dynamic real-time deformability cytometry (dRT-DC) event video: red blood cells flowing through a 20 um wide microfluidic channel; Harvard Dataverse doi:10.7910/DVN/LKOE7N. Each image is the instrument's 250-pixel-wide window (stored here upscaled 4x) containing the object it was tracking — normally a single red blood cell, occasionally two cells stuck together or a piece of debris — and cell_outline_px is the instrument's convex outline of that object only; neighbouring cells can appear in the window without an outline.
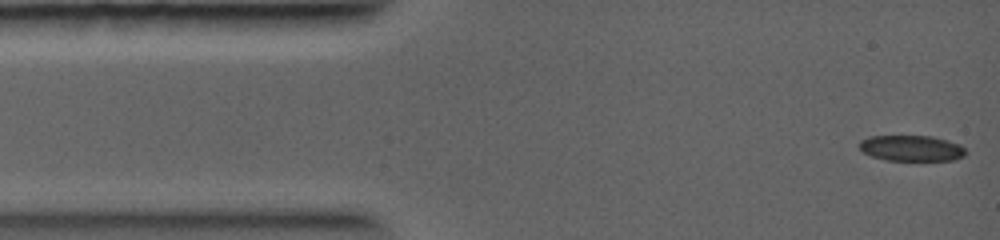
{"species": "common noctule bat (a hibernating species)", "species_latin": "Nyctalus noctula", "temperature_condition": "warm", "stored_images_in_passage": 6, "camera_frame_rate_fps": 5000, "um_per_image_px": 0.085, "animal": {"sex": "female", "body_mass_g": 19.0, "forearm_length_mm": 56.7}, "frame": {"image": 1, "passage_image": 1, "time_ms": 0.0, "image_size_px": [1000, 240], "cell_outline_px": [[968, 152], [964, 156], [952, 160], [884, 160], [872, 156], [864, 152], [860, 148], [860, 140], [868, 136], [932, 136], [948, 140], [960, 144]], "centroid_in_image_um": [77.5, 12.59], "position_along_channel_um": 7.5, "area_um2": 16.01}}
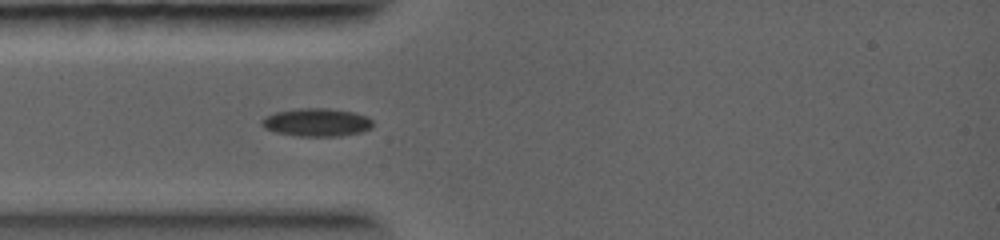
{"frame": {"image": 2, "passage_image": 5, "time_ms": 2.6, "image_size_px": [1000, 240], "cell_outline_px": [[372, 128], [360, 132], [340, 136], [300, 136], [276, 132], [264, 128], [260, 124], [260, 120], [264, 116], [276, 112], [296, 108], [328, 108], [352, 112], [368, 116], [372, 120]], "centroid_in_image_um": [26.89, 10.39], "position_along_channel_um": 58.1, "area_um2": 18.26}}